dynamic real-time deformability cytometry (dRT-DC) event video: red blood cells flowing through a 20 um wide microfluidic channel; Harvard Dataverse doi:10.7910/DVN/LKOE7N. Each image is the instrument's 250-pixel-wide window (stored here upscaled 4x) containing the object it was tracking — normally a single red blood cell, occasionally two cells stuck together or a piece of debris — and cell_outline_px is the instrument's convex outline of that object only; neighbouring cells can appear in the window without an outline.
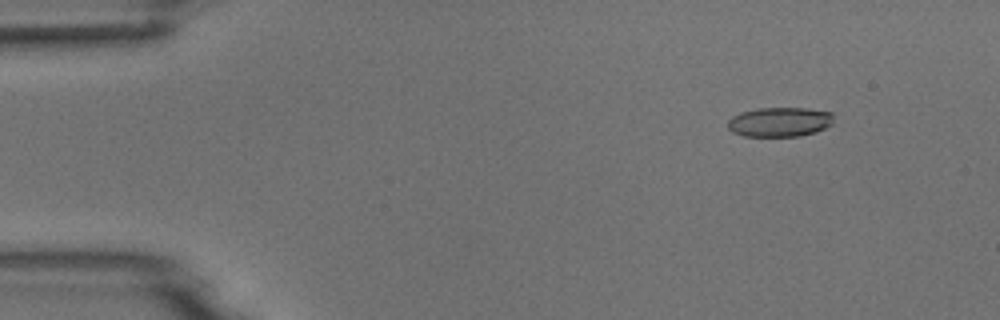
{"species": "common noctule bat (a hibernating species)", "species_latin": "Nyctalus noctula", "temperature_condition": "room temperature", "stored_images_in_passage": 5, "camera_frame_rate_fps": 3000, "um_per_image_px": 0.085, "animal": {"sex": "male", "body_mass_g": 18.8}, "frame": {"image": 1, "passage_image": 2, "time_ms": 1.333, "image_size_px": [1000, 320], "cell_outline_px": [[832, 124], [816, 132], [800, 136], [744, 136], [732, 132], [728, 128], [728, 120], [732, 116], [740, 112], [760, 108], [808, 108], [832, 112]], "centroid_in_image_um": [66.26, 10.36], "position_along_channel_um": 18.7, "area_um2": 18.26}}
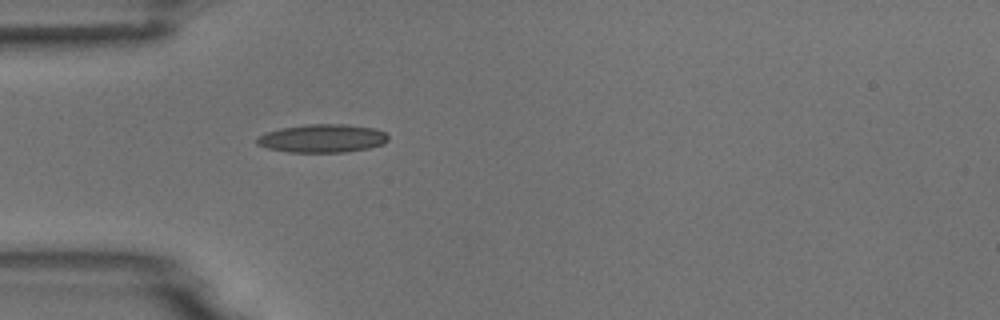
{"frame": {"image": 2, "passage_image": 5, "time_ms": 4.667, "image_size_px": [1000, 320], "cell_outline_px": [[388, 140], [384, 144], [368, 148], [344, 152], [288, 152], [268, 148], [256, 144], [256, 136], [264, 132], [280, 128], [304, 124], [348, 124], [376, 128], [384, 132], [388, 136]], "centroid_in_image_um": [27.38, 11.75], "position_along_channel_um": 57.6, "area_um2": 21.91}}